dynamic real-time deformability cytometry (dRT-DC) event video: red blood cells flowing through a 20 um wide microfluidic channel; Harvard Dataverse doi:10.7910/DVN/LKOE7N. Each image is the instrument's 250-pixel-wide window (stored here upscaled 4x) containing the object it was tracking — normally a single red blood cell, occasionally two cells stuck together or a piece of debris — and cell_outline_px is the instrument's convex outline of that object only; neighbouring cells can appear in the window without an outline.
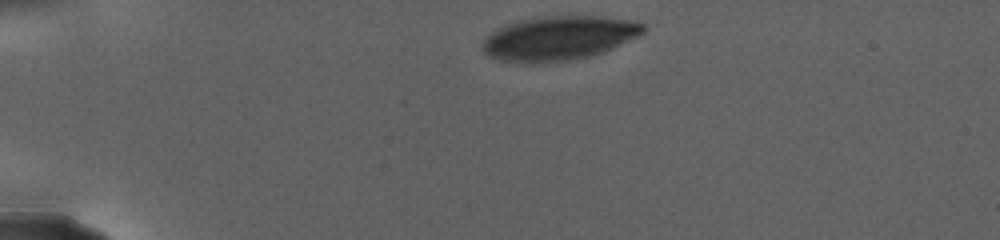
{"species": "human", "species_latin": "Homo sapiens", "temperature_condition": "warm", "stored_images_in_passage": 26, "camera_frame_rate_fps": 3000, "um_per_image_px": 0.085, "donor": {"sex": "female"}, "frame": {"image": 1, "passage_image": 1, "time_ms": 0.0, "image_size_px": [1000, 240], "cell_outline_px": [[648, 28], [644, 32], [636, 36], [592, 56], [568, 60], [500, 60], [488, 56], [484, 52], [484, 40], [492, 32], [508, 24], [520, 20], [544, 16], [600, 16], [628, 20], [644, 24]], "centroid_in_image_um": [47.54, 3.2], "position_along_channel_um": 37.5, "area_um2": 39.82}}
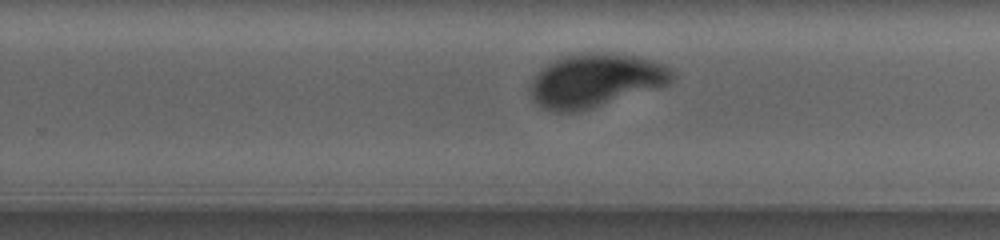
{"frame": {"image": 2, "passage_image": 15, "time_ms": 12.333, "image_size_px": [1000, 240], "cell_outline_px": [[676, 76], [668, 84], [660, 88], [580, 112], [556, 112], [544, 108], [532, 96], [528, 88], [532, 80], [548, 64], [564, 56], [604, 52], [632, 56], [664, 64]], "centroid_in_image_um": [50.65, 6.87], "position_along_channel_um": 279.2, "area_um2": 43.7}}
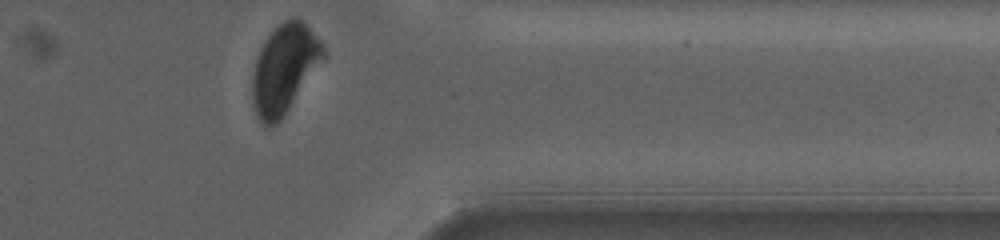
{"frame": {"image": 3, "passage_image": 26, "time_ms": 17.0, "image_size_px": [1000, 240], "cell_outline_px": [[324, 60], [284, 116], [276, 124], [268, 128], [264, 128], [256, 116], [252, 104], [252, 76], [256, 56], [260, 48], [268, 36], [284, 20], [296, 16], [304, 20], [324, 44]], "centroid_in_image_um": [24.17, 5.87], "position_along_channel_um": 387.2, "area_um2": 37.28}, "authors_computed_cell_mechanics": {"area_um2": 43.4656, "velocity_mm_per_s": 2.4679, "shape_relaxation_time_tau1_ms": 4.3193, "shape_relaxation_time_tau2_ms": null, "deformation_change_tau1": 0.1346, "deformation_change_tau2": null}}